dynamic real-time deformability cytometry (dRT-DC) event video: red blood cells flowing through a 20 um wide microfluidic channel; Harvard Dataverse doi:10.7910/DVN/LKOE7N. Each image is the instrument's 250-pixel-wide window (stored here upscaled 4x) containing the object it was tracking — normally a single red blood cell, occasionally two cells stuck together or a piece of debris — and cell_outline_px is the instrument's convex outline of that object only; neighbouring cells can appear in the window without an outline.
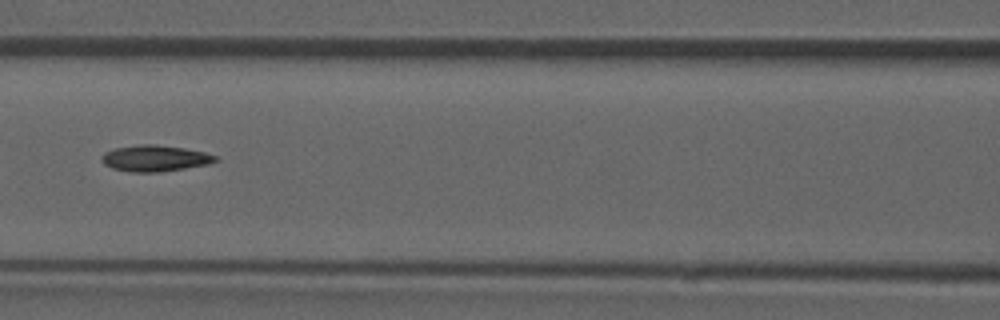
{"species": "common noctule bat (a hibernating species)", "species_latin": "Nyctalus noctula", "temperature_condition": "room temperature", "stored_images_in_passage": 51, "camera_frame_rate_fps": 3000, "um_per_image_px": 0.085, "animal": {"sex": "male", "forearm_length_mm": 52.5}, "frame": {"image": 1, "passage_image": 22, "time_ms": 7.0, "image_size_px": [1000, 320], "cell_outline_px": [[220, 160], [208, 164], [160, 172], [132, 172], [112, 168], [104, 164], [100, 160], [100, 156], [104, 152], [116, 148], [140, 144], [156, 144], [184, 148], [204, 152], [216, 156]], "centroid_in_image_um": [13.15, 13.45], "position_along_channel_um": 153.5, "area_um2": 17.4}, "authors_computed_cell_mechanics": {"area_um2": 16.762, "velocity_mm_per_s": 3.9263, "shape_relaxation_time_tau1_ms": null, "shape_relaxation_time_tau2_ms": 5.9852, "deformation_change_tau1": null, "deformation_change_tau2": 0.1574}}